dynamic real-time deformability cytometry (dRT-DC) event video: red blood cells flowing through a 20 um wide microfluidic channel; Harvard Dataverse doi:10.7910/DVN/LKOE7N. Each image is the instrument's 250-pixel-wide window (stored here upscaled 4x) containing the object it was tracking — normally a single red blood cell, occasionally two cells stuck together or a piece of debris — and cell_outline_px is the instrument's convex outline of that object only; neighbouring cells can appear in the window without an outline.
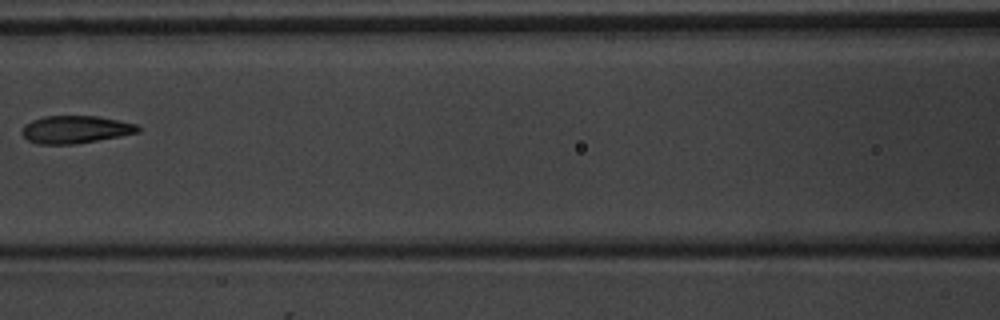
{"species": "common noctule bat (a hibernating species)", "species_latin": "Nyctalus noctula", "temperature_condition": "warm", "stored_images_in_passage": 5, "camera_frame_rate_fps": 3000, "um_per_image_px": 0.085, "animal": {"sex": "male", "body_mass_g": 20.1, "forearm_length_mm": 53.5}, "frame": {"image": 1, "passage_image": 5, "time_ms": 5.667, "image_size_px": [1000, 320], "cell_outline_px": [[140, 132], [120, 136], [76, 144], [36, 144], [28, 140], [20, 132], [24, 124], [32, 120], [44, 116], [96, 116], [120, 120], [136, 124], [140, 128]], "centroid_in_image_um": [6.4, 11.0], "position_along_channel_um": 160.2, "area_um2": 18.79}}